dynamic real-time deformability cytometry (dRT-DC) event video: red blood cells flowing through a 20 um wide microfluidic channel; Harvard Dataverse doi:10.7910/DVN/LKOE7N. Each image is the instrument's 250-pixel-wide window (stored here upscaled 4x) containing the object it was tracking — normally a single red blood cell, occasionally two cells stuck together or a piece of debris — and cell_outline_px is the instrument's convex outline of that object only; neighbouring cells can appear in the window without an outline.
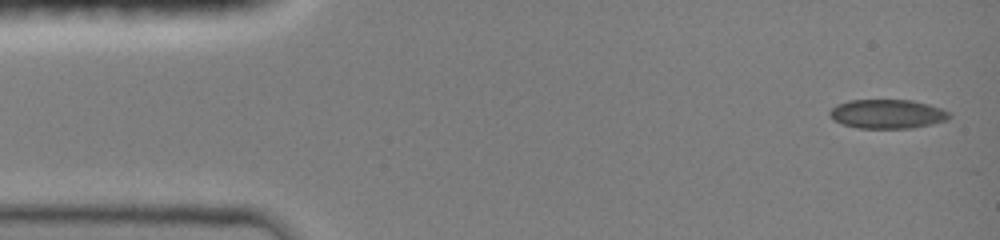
{"species": "common noctule bat (a hibernating species)", "species_latin": "Nyctalus noctula", "temperature_condition": "room temperature", "stored_images_in_passage": 8, "camera_frame_rate_fps": 3000, "um_per_image_px": 0.085, "animal": {"sex": "female", "body_mass_g": 19.0, "forearm_length_mm": 51.5}, "frame": {"image": 1, "passage_image": 1, "time_ms": 0.0, "image_size_px": [1000, 240], "cell_outline_px": [[952, 116], [948, 120], [932, 124], [912, 128], [856, 128], [840, 124], [832, 120], [828, 112], [836, 104], [848, 100], [912, 100], [928, 104], [952, 112]], "centroid_in_image_um": [75.42, 9.69], "position_along_channel_um": 9.6, "area_um2": 20.63}}
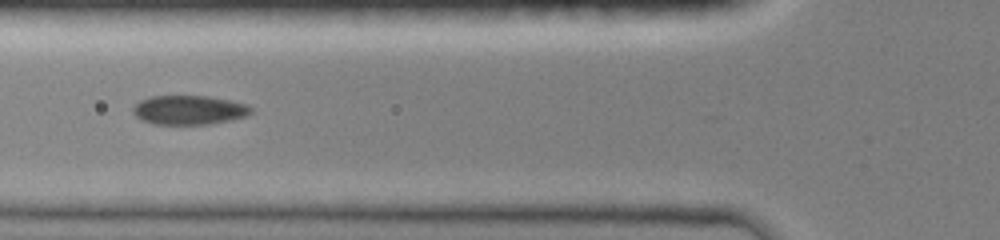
{"frame": {"image": 2, "passage_image": 6, "time_ms": 5.0, "image_size_px": [1000, 240], "cell_outline_px": [[252, 112], [244, 116], [228, 120], [208, 124], [156, 124], [144, 120], [136, 116], [132, 112], [132, 108], [140, 100], [152, 96], [208, 96], [228, 100], [244, 104], [252, 108]], "centroid_in_image_um": [16.03, 9.34], "position_along_channel_um": 109.8, "area_um2": 19.71}}
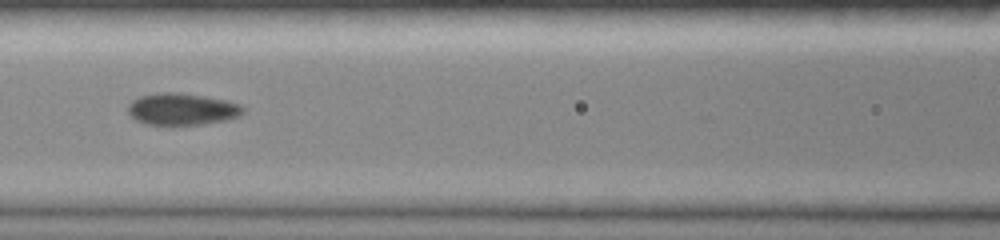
{"frame": {"image": 3, "passage_image": 7, "time_ms": 6.0, "image_size_px": [1000, 240], "cell_outline_px": [[244, 112], [240, 116], [224, 120], [200, 124], [148, 124], [136, 120], [128, 112], [128, 104], [132, 100], [140, 96], [156, 92], [180, 92], [224, 100], [240, 104], [244, 108]], "centroid_in_image_um": [15.45, 9.26], "position_along_channel_um": 151.1, "area_um2": 21.15}}